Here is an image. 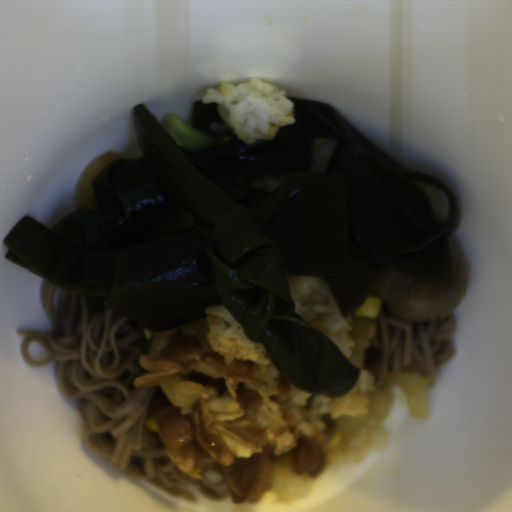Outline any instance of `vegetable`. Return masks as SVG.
<instances>
[{
  "label": "vegetable",
  "instance_id": "add77e79",
  "mask_svg": "<svg viewBox=\"0 0 512 512\" xmlns=\"http://www.w3.org/2000/svg\"><path fill=\"white\" fill-rule=\"evenodd\" d=\"M179 147L197 149L213 145V140L186 123L177 114H170L164 127Z\"/></svg>",
  "mask_w": 512,
  "mask_h": 512
}]
</instances>
